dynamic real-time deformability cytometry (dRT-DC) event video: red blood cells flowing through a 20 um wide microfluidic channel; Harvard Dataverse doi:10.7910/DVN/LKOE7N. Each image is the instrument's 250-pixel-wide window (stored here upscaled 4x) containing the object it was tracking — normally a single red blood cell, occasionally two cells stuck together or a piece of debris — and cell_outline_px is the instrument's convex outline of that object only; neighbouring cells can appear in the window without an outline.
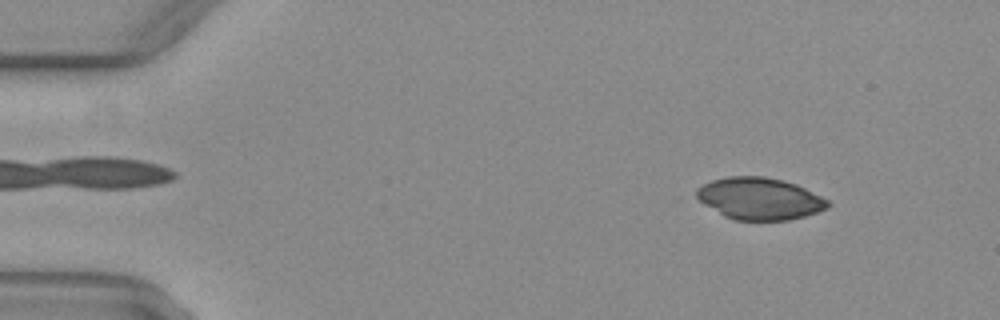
{"species": "common noctule bat (a hibernating species)", "species_latin": "Nyctalus noctula", "temperature_condition": "warm", "stored_images_in_passage": 51, "camera_frame_rate_fps": 3000, "um_per_image_px": 0.085, "animal": {"sex": "female", "body_mass_g": 29.2, "forearm_length_mm": 56.3}, "frame": {"image": 1, "passage_image": 6, "time_ms": 1.667, "image_size_px": [1000, 320], "cell_outline_px": [[832, 204], [828, 208], [804, 216], [788, 220], [732, 220], [724, 216], [704, 204], [696, 196], [696, 188], [712, 180], [728, 176], [764, 176], [796, 184], [828, 200]], "centroid_in_image_um": [64.55, 16.88], "position_along_channel_um": 20.4, "area_um2": 31.96}}
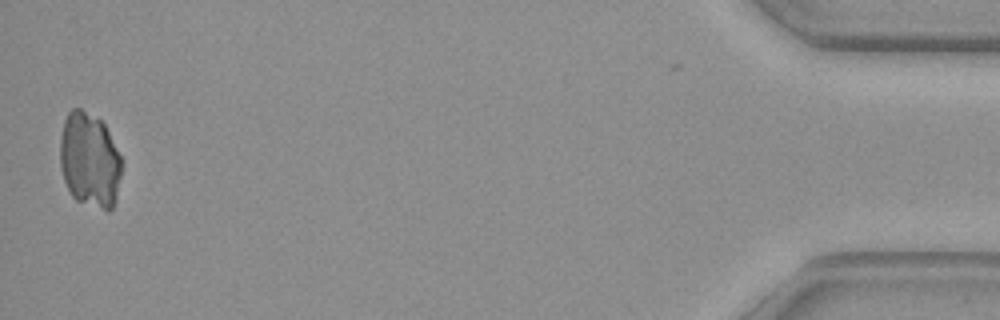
{"frame": {"image": 2, "passage_image": 50, "time_ms": 16.333, "image_size_px": [1000, 320], "cell_outline_px": [[124, 160], [116, 200], [112, 208], [108, 212], [76, 200], [72, 196], [64, 180], [60, 168], [60, 136], [64, 120], [68, 112], [72, 108], [80, 108], [100, 120], [104, 124]], "centroid_in_image_um": [7.64, 13.62], "position_along_channel_um": 427.6, "area_um2": 34.62}}